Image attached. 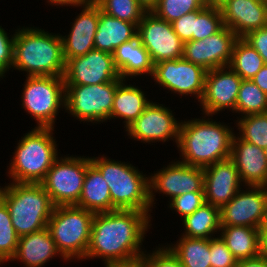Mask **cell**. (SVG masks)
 I'll use <instances>...</instances> for the list:
<instances>
[{"label": "cell", "mask_w": 267, "mask_h": 267, "mask_svg": "<svg viewBox=\"0 0 267 267\" xmlns=\"http://www.w3.org/2000/svg\"><path fill=\"white\" fill-rule=\"evenodd\" d=\"M152 215L123 209L95 213L84 261L102 259V264L107 265L142 259L146 252L143 243L152 228Z\"/></svg>", "instance_id": "obj_1"}, {"label": "cell", "mask_w": 267, "mask_h": 267, "mask_svg": "<svg viewBox=\"0 0 267 267\" xmlns=\"http://www.w3.org/2000/svg\"><path fill=\"white\" fill-rule=\"evenodd\" d=\"M202 115L181 121L177 151L180 162L205 168L230 159L235 128L231 126L233 122L229 125Z\"/></svg>", "instance_id": "obj_2"}, {"label": "cell", "mask_w": 267, "mask_h": 267, "mask_svg": "<svg viewBox=\"0 0 267 267\" xmlns=\"http://www.w3.org/2000/svg\"><path fill=\"white\" fill-rule=\"evenodd\" d=\"M65 65L60 32L52 33L33 25L17 26L12 63L16 72H25V76L63 77Z\"/></svg>", "instance_id": "obj_3"}, {"label": "cell", "mask_w": 267, "mask_h": 267, "mask_svg": "<svg viewBox=\"0 0 267 267\" xmlns=\"http://www.w3.org/2000/svg\"><path fill=\"white\" fill-rule=\"evenodd\" d=\"M54 129L34 127L16 141L6 168L8 182L40 184L44 180L54 161L61 155Z\"/></svg>", "instance_id": "obj_4"}, {"label": "cell", "mask_w": 267, "mask_h": 267, "mask_svg": "<svg viewBox=\"0 0 267 267\" xmlns=\"http://www.w3.org/2000/svg\"><path fill=\"white\" fill-rule=\"evenodd\" d=\"M90 161L107 182L116 209L153 213L149 200V174H144L130 161L110 159L104 154L90 156Z\"/></svg>", "instance_id": "obj_5"}, {"label": "cell", "mask_w": 267, "mask_h": 267, "mask_svg": "<svg viewBox=\"0 0 267 267\" xmlns=\"http://www.w3.org/2000/svg\"><path fill=\"white\" fill-rule=\"evenodd\" d=\"M0 199L19 237L46 228L55 208L41 184L9 182L3 185Z\"/></svg>", "instance_id": "obj_6"}, {"label": "cell", "mask_w": 267, "mask_h": 267, "mask_svg": "<svg viewBox=\"0 0 267 267\" xmlns=\"http://www.w3.org/2000/svg\"><path fill=\"white\" fill-rule=\"evenodd\" d=\"M94 215V212L76 205L54 208L47 228L57 250L67 262L84 261Z\"/></svg>", "instance_id": "obj_7"}, {"label": "cell", "mask_w": 267, "mask_h": 267, "mask_svg": "<svg viewBox=\"0 0 267 267\" xmlns=\"http://www.w3.org/2000/svg\"><path fill=\"white\" fill-rule=\"evenodd\" d=\"M20 100L27 115L37 123V128H54L57 116L65 113L64 77L25 76Z\"/></svg>", "instance_id": "obj_8"}, {"label": "cell", "mask_w": 267, "mask_h": 267, "mask_svg": "<svg viewBox=\"0 0 267 267\" xmlns=\"http://www.w3.org/2000/svg\"><path fill=\"white\" fill-rule=\"evenodd\" d=\"M122 81L119 77L96 85H65V112L87 125L110 122L116 88Z\"/></svg>", "instance_id": "obj_9"}, {"label": "cell", "mask_w": 267, "mask_h": 267, "mask_svg": "<svg viewBox=\"0 0 267 267\" xmlns=\"http://www.w3.org/2000/svg\"><path fill=\"white\" fill-rule=\"evenodd\" d=\"M60 155L40 183L57 206L77 205L90 156Z\"/></svg>", "instance_id": "obj_10"}, {"label": "cell", "mask_w": 267, "mask_h": 267, "mask_svg": "<svg viewBox=\"0 0 267 267\" xmlns=\"http://www.w3.org/2000/svg\"><path fill=\"white\" fill-rule=\"evenodd\" d=\"M206 73L201 66L180 58L154 64L151 79L160 87L159 90L163 88V91L171 92L175 97L179 95V98L194 96L195 102L199 103L204 94Z\"/></svg>", "instance_id": "obj_11"}, {"label": "cell", "mask_w": 267, "mask_h": 267, "mask_svg": "<svg viewBox=\"0 0 267 267\" xmlns=\"http://www.w3.org/2000/svg\"><path fill=\"white\" fill-rule=\"evenodd\" d=\"M156 172V173H155ZM203 168L190 166L178 159L171 160L163 168L149 173V200L151 210L158 201L156 194H162L172 200L174 197L188 192H204Z\"/></svg>", "instance_id": "obj_12"}, {"label": "cell", "mask_w": 267, "mask_h": 267, "mask_svg": "<svg viewBox=\"0 0 267 267\" xmlns=\"http://www.w3.org/2000/svg\"><path fill=\"white\" fill-rule=\"evenodd\" d=\"M171 107L151 102L142 114L125 129L129 139L141 143L174 142L175 148L179 140V129L182 120H177Z\"/></svg>", "instance_id": "obj_13"}, {"label": "cell", "mask_w": 267, "mask_h": 267, "mask_svg": "<svg viewBox=\"0 0 267 267\" xmlns=\"http://www.w3.org/2000/svg\"><path fill=\"white\" fill-rule=\"evenodd\" d=\"M139 41L154 64L183 58L184 42L176 35L172 23L147 11L137 26Z\"/></svg>", "instance_id": "obj_14"}, {"label": "cell", "mask_w": 267, "mask_h": 267, "mask_svg": "<svg viewBox=\"0 0 267 267\" xmlns=\"http://www.w3.org/2000/svg\"><path fill=\"white\" fill-rule=\"evenodd\" d=\"M266 219L267 187L265 186H243L220 209L221 226L240 225L259 229Z\"/></svg>", "instance_id": "obj_15"}, {"label": "cell", "mask_w": 267, "mask_h": 267, "mask_svg": "<svg viewBox=\"0 0 267 267\" xmlns=\"http://www.w3.org/2000/svg\"><path fill=\"white\" fill-rule=\"evenodd\" d=\"M242 78L229 66L207 71L204 94L199 102L200 114L215 116L223 111L235 112Z\"/></svg>", "instance_id": "obj_16"}, {"label": "cell", "mask_w": 267, "mask_h": 267, "mask_svg": "<svg viewBox=\"0 0 267 267\" xmlns=\"http://www.w3.org/2000/svg\"><path fill=\"white\" fill-rule=\"evenodd\" d=\"M238 38L230 28L223 26L217 33L203 40L185 42L183 58L206 71L228 66Z\"/></svg>", "instance_id": "obj_17"}, {"label": "cell", "mask_w": 267, "mask_h": 267, "mask_svg": "<svg viewBox=\"0 0 267 267\" xmlns=\"http://www.w3.org/2000/svg\"><path fill=\"white\" fill-rule=\"evenodd\" d=\"M65 85H96L118 79L112 53L91 50L86 55L69 59L65 65Z\"/></svg>", "instance_id": "obj_18"}, {"label": "cell", "mask_w": 267, "mask_h": 267, "mask_svg": "<svg viewBox=\"0 0 267 267\" xmlns=\"http://www.w3.org/2000/svg\"><path fill=\"white\" fill-rule=\"evenodd\" d=\"M81 9L80 13L74 18L68 34H61L63 42V55L67 62L77 56L86 55L94 50V38L99 23V6L93 1L78 5L69 6Z\"/></svg>", "instance_id": "obj_19"}, {"label": "cell", "mask_w": 267, "mask_h": 267, "mask_svg": "<svg viewBox=\"0 0 267 267\" xmlns=\"http://www.w3.org/2000/svg\"><path fill=\"white\" fill-rule=\"evenodd\" d=\"M203 171L205 201L219 209L244 186L231 159L216 162L203 168Z\"/></svg>", "instance_id": "obj_20"}, {"label": "cell", "mask_w": 267, "mask_h": 267, "mask_svg": "<svg viewBox=\"0 0 267 267\" xmlns=\"http://www.w3.org/2000/svg\"><path fill=\"white\" fill-rule=\"evenodd\" d=\"M220 12L223 25L239 38L267 25V0H227Z\"/></svg>", "instance_id": "obj_21"}, {"label": "cell", "mask_w": 267, "mask_h": 267, "mask_svg": "<svg viewBox=\"0 0 267 267\" xmlns=\"http://www.w3.org/2000/svg\"><path fill=\"white\" fill-rule=\"evenodd\" d=\"M230 159L244 186L267 187V158L263 149L234 134Z\"/></svg>", "instance_id": "obj_22"}, {"label": "cell", "mask_w": 267, "mask_h": 267, "mask_svg": "<svg viewBox=\"0 0 267 267\" xmlns=\"http://www.w3.org/2000/svg\"><path fill=\"white\" fill-rule=\"evenodd\" d=\"M57 256L66 262L57 250L55 241L46 227L19 237L16 252L9 262H21L24 267H43Z\"/></svg>", "instance_id": "obj_23"}, {"label": "cell", "mask_w": 267, "mask_h": 267, "mask_svg": "<svg viewBox=\"0 0 267 267\" xmlns=\"http://www.w3.org/2000/svg\"><path fill=\"white\" fill-rule=\"evenodd\" d=\"M114 65L123 80L152 77L154 63L138 36L122 43L112 53ZM145 76V77H144Z\"/></svg>", "instance_id": "obj_24"}, {"label": "cell", "mask_w": 267, "mask_h": 267, "mask_svg": "<svg viewBox=\"0 0 267 267\" xmlns=\"http://www.w3.org/2000/svg\"><path fill=\"white\" fill-rule=\"evenodd\" d=\"M128 80H123L116 88L114 95L110 121L123 120L124 130L132 124L152 102L148 99L147 91H143L142 85L136 86ZM135 84V85H134Z\"/></svg>", "instance_id": "obj_25"}, {"label": "cell", "mask_w": 267, "mask_h": 267, "mask_svg": "<svg viewBox=\"0 0 267 267\" xmlns=\"http://www.w3.org/2000/svg\"><path fill=\"white\" fill-rule=\"evenodd\" d=\"M137 36V25L101 11L99 7V23L94 38L96 50L113 53L122 43Z\"/></svg>", "instance_id": "obj_26"}, {"label": "cell", "mask_w": 267, "mask_h": 267, "mask_svg": "<svg viewBox=\"0 0 267 267\" xmlns=\"http://www.w3.org/2000/svg\"><path fill=\"white\" fill-rule=\"evenodd\" d=\"M76 206L94 213L117 210L112 205L107 182L92 163L87 167L82 192Z\"/></svg>", "instance_id": "obj_27"}, {"label": "cell", "mask_w": 267, "mask_h": 267, "mask_svg": "<svg viewBox=\"0 0 267 267\" xmlns=\"http://www.w3.org/2000/svg\"><path fill=\"white\" fill-rule=\"evenodd\" d=\"M219 236L238 260L260 255L259 229L250 226H221Z\"/></svg>", "instance_id": "obj_28"}, {"label": "cell", "mask_w": 267, "mask_h": 267, "mask_svg": "<svg viewBox=\"0 0 267 267\" xmlns=\"http://www.w3.org/2000/svg\"><path fill=\"white\" fill-rule=\"evenodd\" d=\"M181 221L183 232L180 236L207 239L219 236L221 228L220 209L212 204L204 203Z\"/></svg>", "instance_id": "obj_29"}, {"label": "cell", "mask_w": 267, "mask_h": 267, "mask_svg": "<svg viewBox=\"0 0 267 267\" xmlns=\"http://www.w3.org/2000/svg\"><path fill=\"white\" fill-rule=\"evenodd\" d=\"M165 245L183 267H211L210 239L179 236L174 244L170 241Z\"/></svg>", "instance_id": "obj_30"}, {"label": "cell", "mask_w": 267, "mask_h": 267, "mask_svg": "<svg viewBox=\"0 0 267 267\" xmlns=\"http://www.w3.org/2000/svg\"><path fill=\"white\" fill-rule=\"evenodd\" d=\"M265 65L263 58L243 38H238L233 47L229 67L242 79L251 80Z\"/></svg>", "instance_id": "obj_31"}, {"label": "cell", "mask_w": 267, "mask_h": 267, "mask_svg": "<svg viewBox=\"0 0 267 267\" xmlns=\"http://www.w3.org/2000/svg\"><path fill=\"white\" fill-rule=\"evenodd\" d=\"M237 131L235 134L242 140L261 149L267 146V112L236 117L233 120Z\"/></svg>", "instance_id": "obj_32"}, {"label": "cell", "mask_w": 267, "mask_h": 267, "mask_svg": "<svg viewBox=\"0 0 267 267\" xmlns=\"http://www.w3.org/2000/svg\"><path fill=\"white\" fill-rule=\"evenodd\" d=\"M267 112V95L251 80H242L235 112L239 117Z\"/></svg>", "instance_id": "obj_33"}, {"label": "cell", "mask_w": 267, "mask_h": 267, "mask_svg": "<svg viewBox=\"0 0 267 267\" xmlns=\"http://www.w3.org/2000/svg\"><path fill=\"white\" fill-rule=\"evenodd\" d=\"M105 14L137 26L147 10L137 0H93Z\"/></svg>", "instance_id": "obj_34"}, {"label": "cell", "mask_w": 267, "mask_h": 267, "mask_svg": "<svg viewBox=\"0 0 267 267\" xmlns=\"http://www.w3.org/2000/svg\"><path fill=\"white\" fill-rule=\"evenodd\" d=\"M19 236L15 231L6 204L0 199V266L14 256Z\"/></svg>", "instance_id": "obj_35"}, {"label": "cell", "mask_w": 267, "mask_h": 267, "mask_svg": "<svg viewBox=\"0 0 267 267\" xmlns=\"http://www.w3.org/2000/svg\"><path fill=\"white\" fill-rule=\"evenodd\" d=\"M205 7L204 0H159L151 10L158 18L174 22L185 14Z\"/></svg>", "instance_id": "obj_36"}, {"label": "cell", "mask_w": 267, "mask_h": 267, "mask_svg": "<svg viewBox=\"0 0 267 267\" xmlns=\"http://www.w3.org/2000/svg\"><path fill=\"white\" fill-rule=\"evenodd\" d=\"M223 18L220 8L203 7L197 10V20H195V34L192 40H203L223 27Z\"/></svg>", "instance_id": "obj_37"}, {"label": "cell", "mask_w": 267, "mask_h": 267, "mask_svg": "<svg viewBox=\"0 0 267 267\" xmlns=\"http://www.w3.org/2000/svg\"><path fill=\"white\" fill-rule=\"evenodd\" d=\"M167 209L174 211L182 220L187 215L192 214L195 210L201 207L205 201L204 192H188L183 195L174 197L168 201Z\"/></svg>", "instance_id": "obj_38"}, {"label": "cell", "mask_w": 267, "mask_h": 267, "mask_svg": "<svg viewBox=\"0 0 267 267\" xmlns=\"http://www.w3.org/2000/svg\"><path fill=\"white\" fill-rule=\"evenodd\" d=\"M155 247L152 251L149 250L150 252L146 250L142 257L146 267H183L178 258L164 243Z\"/></svg>", "instance_id": "obj_39"}, {"label": "cell", "mask_w": 267, "mask_h": 267, "mask_svg": "<svg viewBox=\"0 0 267 267\" xmlns=\"http://www.w3.org/2000/svg\"><path fill=\"white\" fill-rule=\"evenodd\" d=\"M211 267H236L237 259L220 236L210 239Z\"/></svg>", "instance_id": "obj_40"}, {"label": "cell", "mask_w": 267, "mask_h": 267, "mask_svg": "<svg viewBox=\"0 0 267 267\" xmlns=\"http://www.w3.org/2000/svg\"><path fill=\"white\" fill-rule=\"evenodd\" d=\"M12 33L8 34L0 25V81L6 79V75L12 69L15 30Z\"/></svg>", "instance_id": "obj_41"}, {"label": "cell", "mask_w": 267, "mask_h": 267, "mask_svg": "<svg viewBox=\"0 0 267 267\" xmlns=\"http://www.w3.org/2000/svg\"><path fill=\"white\" fill-rule=\"evenodd\" d=\"M195 20H197V10L172 22L174 32L184 43L191 41L195 34Z\"/></svg>", "instance_id": "obj_42"}, {"label": "cell", "mask_w": 267, "mask_h": 267, "mask_svg": "<svg viewBox=\"0 0 267 267\" xmlns=\"http://www.w3.org/2000/svg\"><path fill=\"white\" fill-rule=\"evenodd\" d=\"M242 38L258 52L267 64V25L250 31Z\"/></svg>", "instance_id": "obj_43"}, {"label": "cell", "mask_w": 267, "mask_h": 267, "mask_svg": "<svg viewBox=\"0 0 267 267\" xmlns=\"http://www.w3.org/2000/svg\"><path fill=\"white\" fill-rule=\"evenodd\" d=\"M236 267H267V256L260 254L255 258L238 260Z\"/></svg>", "instance_id": "obj_44"}, {"label": "cell", "mask_w": 267, "mask_h": 267, "mask_svg": "<svg viewBox=\"0 0 267 267\" xmlns=\"http://www.w3.org/2000/svg\"><path fill=\"white\" fill-rule=\"evenodd\" d=\"M267 95V64L251 79Z\"/></svg>", "instance_id": "obj_45"}, {"label": "cell", "mask_w": 267, "mask_h": 267, "mask_svg": "<svg viewBox=\"0 0 267 267\" xmlns=\"http://www.w3.org/2000/svg\"><path fill=\"white\" fill-rule=\"evenodd\" d=\"M260 254L267 256V219L259 228Z\"/></svg>", "instance_id": "obj_46"}, {"label": "cell", "mask_w": 267, "mask_h": 267, "mask_svg": "<svg viewBox=\"0 0 267 267\" xmlns=\"http://www.w3.org/2000/svg\"><path fill=\"white\" fill-rule=\"evenodd\" d=\"M91 0H46L47 5L60 7H68V6H78L84 3H87Z\"/></svg>", "instance_id": "obj_47"}, {"label": "cell", "mask_w": 267, "mask_h": 267, "mask_svg": "<svg viewBox=\"0 0 267 267\" xmlns=\"http://www.w3.org/2000/svg\"><path fill=\"white\" fill-rule=\"evenodd\" d=\"M104 267H146L144 259H139L129 263H117V264H107Z\"/></svg>", "instance_id": "obj_48"}, {"label": "cell", "mask_w": 267, "mask_h": 267, "mask_svg": "<svg viewBox=\"0 0 267 267\" xmlns=\"http://www.w3.org/2000/svg\"><path fill=\"white\" fill-rule=\"evenodd\" d=\"M147 11H151L159 0H137Z\"/></svg>", "instance_id": "obj_49"}, {"label": "cell", "mask_w": 267, "mask_h": 267, "mask_svg": "<svg viewBox=\"0 0 267 267\" xmlns=\"http://www.w3.org/2000/svg\"><path fill=\"white\" fill-rule=\"evenodd\" d=\"M227 0H204L207 7L221 8Z\"/></svg>", "instance_id": "obj_50"}, {"label": "cell", "mask_w": 267, "mask_h": 267, "mask_svg": "<svg viewBox=\"0 0 267 267\" xmlns=\"http://www.w3.org/2000/svg\"><path fill=\"white\" fill-rule=\"evenodd\" d=\"M263 150H264L265 156L267 158V146Z\"/></svg>", "instance_id": "obj_51"}, {"label": "cell", "mask_w": 267, "mask_h": 267, "mask_svg": "<svg viewBox=\"0 0 267 267\" xmlns=\"http://www.w3.org/2000/svg\"><path fill=\"white\" fill-rule=\"evenodd\" d=\"M2 188L3 186L0 185V197H1Z\"/></svg>", "instance_id": "obj_52"}]
</instances>
